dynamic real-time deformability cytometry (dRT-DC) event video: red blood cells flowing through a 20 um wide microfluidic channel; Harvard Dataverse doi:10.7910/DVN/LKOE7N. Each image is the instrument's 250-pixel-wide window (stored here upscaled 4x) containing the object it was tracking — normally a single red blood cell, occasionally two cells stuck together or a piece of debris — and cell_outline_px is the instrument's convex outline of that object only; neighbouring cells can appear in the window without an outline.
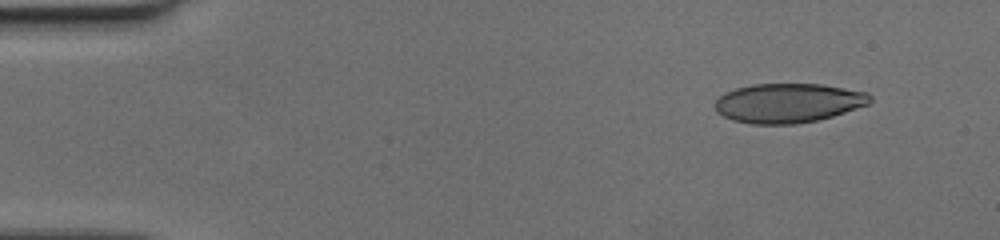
{"species": "human", "species_latin": "Homo sapiens", "temperature_condition": "cold", "stored_images_in_passage": 54, "camera_frame_rate_fps": 3000, "um_per_image_px": 0.085, "donor": {"sex": "female"}, "frame": {"image": 1, "passage_image": 1, "time_ms": 0.0, "image_size_px": [1000, 240], "cell_outline_px": [[872, 100], [868, 104], [832, 116], [816, 120], [796, 124], [752, 124], [732, 120], [716, 112], [716, 100], [724, 92], [736, 88], [752, 84], [820, 84], [868, 92], [872, 96]], "centroid_in_image_um": [66.99, 8.75], "position_along_channel_um": 18.0, "area_um2": 35.49}}
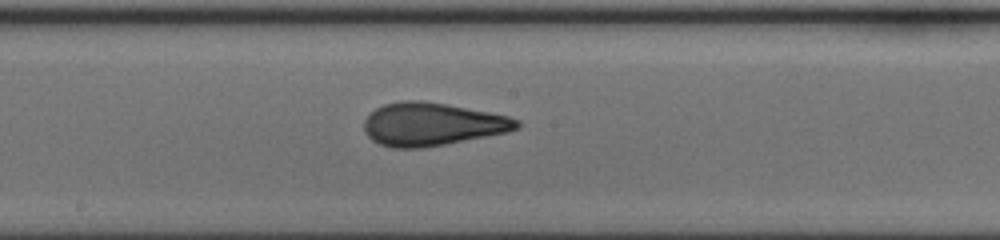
{"frame": {"image": 2, "passage_image": 27, "time_ms": 8.667, "image_size_px": [1000, 240], "cell_outline_px": [[520, 128], [508, 132], [444, 144], [420, 148], [392, 148], [380, 144], [372, 140], [364, 132], [364, 120], [376, 108], [384, 104], [400, 100], [420, 100], [448, 104], [508, 116], [520, 120]], "centroid_in_image_um": [36.72, 10.55], "position_along_channel_um": 211.5, "area_um2": 38.26}}
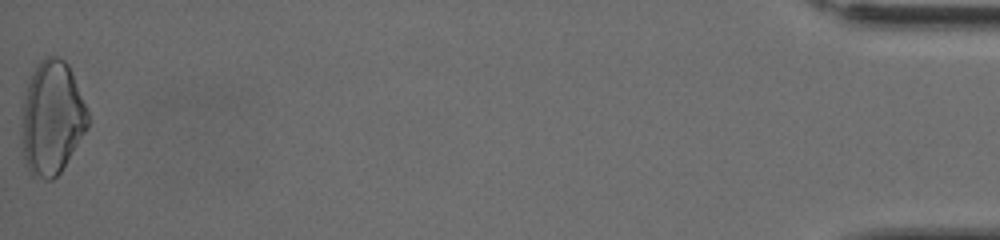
{"frame": {"image": 3, "passage_image": 54, "time_ms": 17.667, "image_size_px": [1000, 240], "cell_outline_px": [[88, 128], [60, 172], [52, 180], [44, 180], [32, 176], [24, 160], [20, 144], [20, 108], [32, 72], [36, 64], [44, 56], [56, 56], [64, 60], [68, 64], [88, 112]], "centroid_in_image_um": [4.35, 10.04], "position_along_channel_um": 430.8, "area_um2": 44.51}}